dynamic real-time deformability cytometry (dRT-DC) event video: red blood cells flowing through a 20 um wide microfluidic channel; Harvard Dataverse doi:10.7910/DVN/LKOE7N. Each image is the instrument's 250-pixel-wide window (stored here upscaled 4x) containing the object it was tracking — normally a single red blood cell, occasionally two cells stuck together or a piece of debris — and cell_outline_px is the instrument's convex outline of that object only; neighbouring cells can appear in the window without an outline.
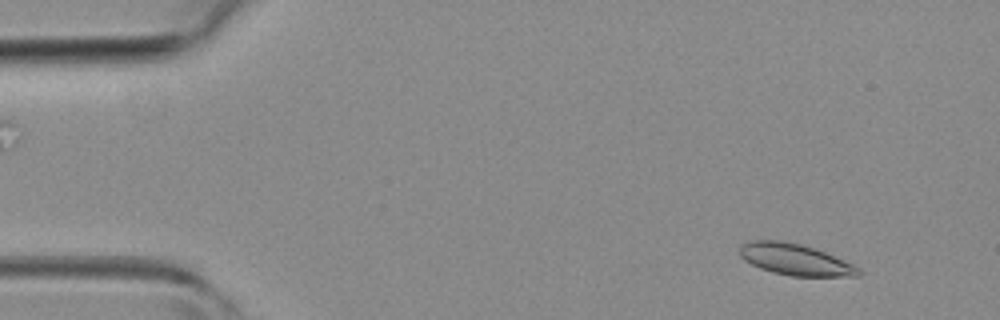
{"species": "common noctule bat (a hibernating species)", "species_latin": "Nyctalus noctula", "temperature_condition": "room temperature", "stored_images_in_passage": 43, "camera_frame_rate_fps": 3000, "um_per_image_px": 0.085, "animal": {"sex": "female", "body_mass_g": 19.3, "forearm_length_mm": 54.1}, "frame": {"image": 1, "passage_image": 2, "time_ms": 0.333, "image_size_px": [1000, 320], "cell_outline_px": [[860, 276], [792, 276], [772, 272], [760, 268], [744, 260], [740, 256], [740, 244], [748, 240], [784, 240], [800, 244], [824, 252], [844, 260], [860, 268]], "centroid_in_image_um": [67.55, 22.05], "position_along_channel_um": 17.5, "area_um2": 21.68}}
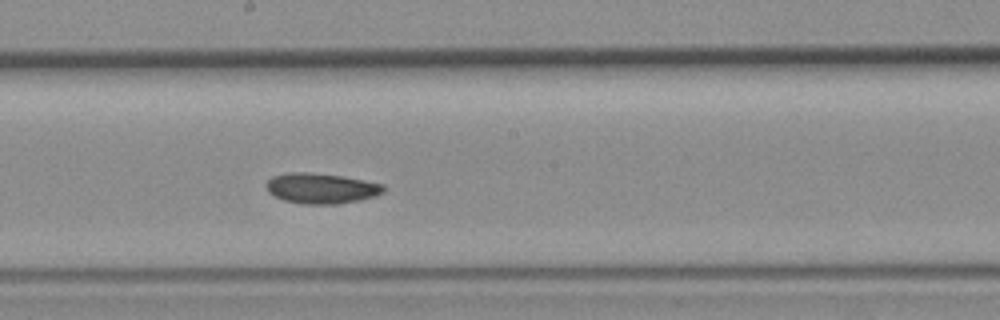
{"frame": {"image": 2, "passage_image": 22, "time_ms": 7.0, "image_size_px": [1000, 320], "cell_outline_px": [[384, 192], [376, 196], [360, 200], [336, 204], [300, 204], [284, 200], [268, 192], [264, 184], [272, 176], [288, 172], [308, 172], [344, 176], [384, 184]], "centroid_in_image_um": [27.3, 16.0], "position_along_channel_um": 220.9, "area_um2": 20.98}}
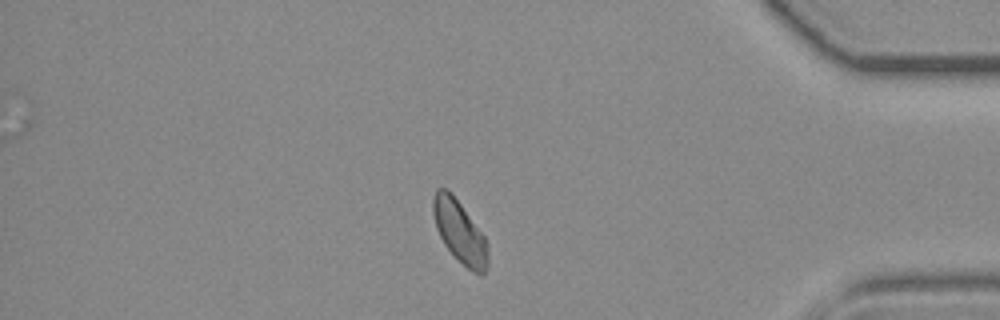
{"frame": {"image": 3, "passage_image": 36, "time_ms": 11.667, "image_size_px": [1000, 320], "cell_outline_px": [[488, 264], [484, 272], [480, 276], [472, 272], [444, 244], [436, 228], [432, 212], [432, 200], [436, 188], [448, 188], [452, 192], [484, 236], [488, 244]], "centroid_in_image_um": [39.06, 19.66], "position_along_channel_um": 396.1, "area_um2": 19.88}}